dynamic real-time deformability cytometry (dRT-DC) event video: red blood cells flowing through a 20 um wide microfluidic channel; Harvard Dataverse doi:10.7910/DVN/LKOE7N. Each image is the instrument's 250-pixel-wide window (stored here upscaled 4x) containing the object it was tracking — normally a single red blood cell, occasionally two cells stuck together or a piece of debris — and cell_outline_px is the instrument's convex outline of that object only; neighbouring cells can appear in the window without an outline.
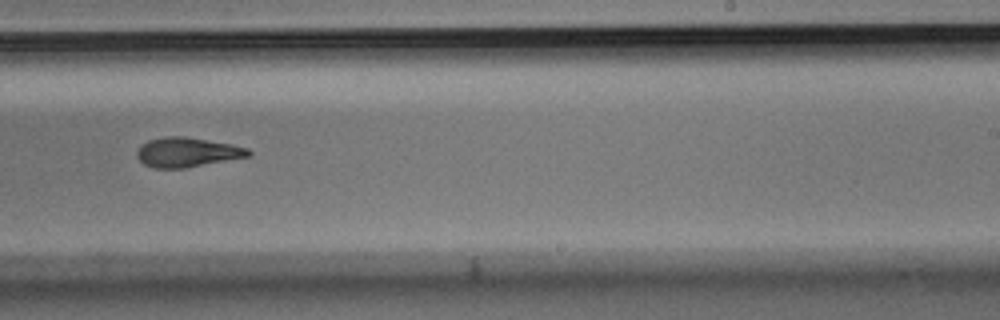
{"species": "Egyptian fruit bat (a non-hibernating species)", "species_latin": "Rousettus aegyptiacus", "temperature_condition": "room temperature", "stored_images_in_passage": 6, "camera_frame_rate_fps": 3000, "um_per_image_px": 0.085, "animal": {"sex": "male"}, "frame": {"image": 1, "passage_image": 6, "time_ms": 1.667, "image_size_px": [1000, 320], "cell_outline_px": [[252, 156], [184, 168], [152, 168], [144, 164], [136, 156], [136, 152], [140, 144], [148, 140], [164, 136], [184, 136], [232, 144], [248, 148], [252, 152]], "centroid_in_image_um": [15.9, 12.94], "position_along_channel_um": 273.1, "area_um2": 19.42}}